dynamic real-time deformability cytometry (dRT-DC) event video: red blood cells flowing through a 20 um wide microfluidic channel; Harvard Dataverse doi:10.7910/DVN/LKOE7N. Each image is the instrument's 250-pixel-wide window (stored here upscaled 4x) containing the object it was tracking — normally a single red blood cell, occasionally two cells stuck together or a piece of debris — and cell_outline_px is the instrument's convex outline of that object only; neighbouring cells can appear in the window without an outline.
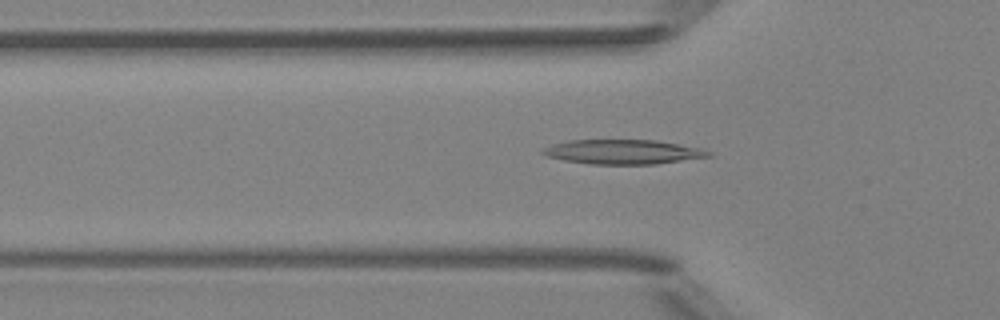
{"species": "Egyptian fruit bat (a non-hibernating species)", "species_latin": "Rousettus aegyptiacus", "temperature_condition": "room temperature", "stored_images_in_passage": 50, "camera_frame_rate_fps": 3000, "um_per_image_px": 0.085, "animal": {"sex": "female"}, "frame": {"image": 1, "passage_image": 16, "time_ms": 5.0, "image_size_px": [1000, 320], "cell_outline_px": [[712, 156], [656, 164], [592, 164], [564, 160], [548, 156], [540, 152], [540, 148], [552, 144], [568, 140], [656, 140], [700, 148], [712, 152]], "centroid_in_image_um": [52.93, 12.9], "position_along_channel_um": 72.9, "area_um2": 23.64}}
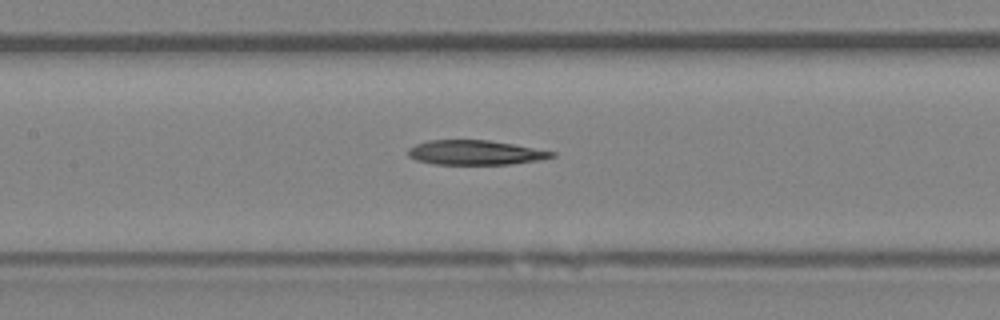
{"frame": {"image": 2, "passage_image": 23, "time_ms": 7.333, "image_size_px": [1000, 320], "cell_outline_px": [[556, 156], [536, 160], [508, 164], [436, 164], [416, 160], [408, 156], [408, 148], [416, 144], [428, 140], [488, 140], [512, 144], [556, 152]], "centroid_in_image_um": [40.36, 12.96], "position_along_channel_um": 167.0, "area_um2": 20.35}}
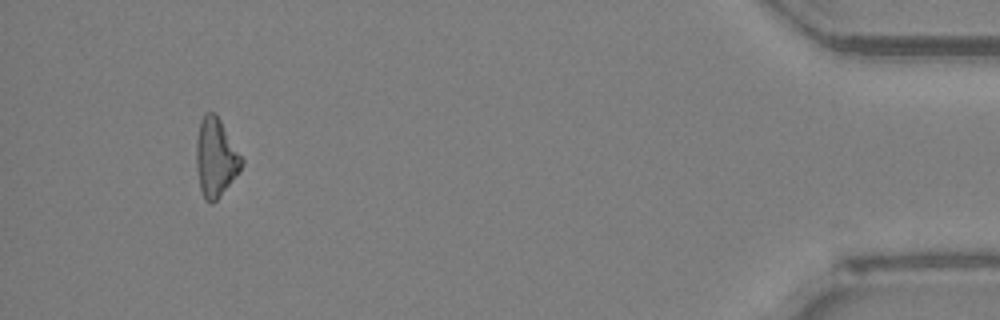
{"frame": {"image": 3, "passage_image": 47, "time_ms": 15.333, "image_size_px": [1000, 320], "cell_outline_px": [[244, 164], [240, 172], [220, 196], [212, 204], [204, 200], [200, 188], [196, 168], [196, 140], [200, 120], [204, 112], [216, 112], [244, 160]], "centroid_in_image_um": [18.33, 13.38], "position_along_channel_um": 416.9, "area_um2": 21.1}}